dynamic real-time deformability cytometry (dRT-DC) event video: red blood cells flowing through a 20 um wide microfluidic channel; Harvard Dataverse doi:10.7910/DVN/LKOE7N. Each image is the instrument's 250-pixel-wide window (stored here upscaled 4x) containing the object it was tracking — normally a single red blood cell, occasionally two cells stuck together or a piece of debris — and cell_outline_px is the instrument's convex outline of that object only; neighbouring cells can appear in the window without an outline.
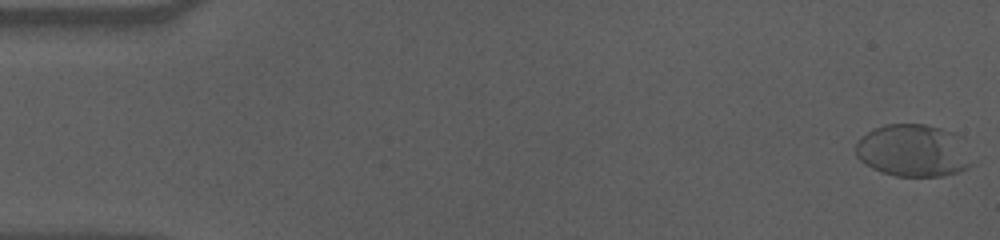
{"species": "human", "species_latin": "Homo sapiens", "temperature_condition": "cold", "stored_images_in_passage": 58, "camera_frame_rate_fps": 3000, "um_per_image_px": 0.085, "donor": {"sex": "male"}, "frame": {"image": 1, "passage_image": 1, "time_ms": 0.0, "image_size_px": [1000, 240], "cell_outline_px": [[976, 164], [960, 172], [944, 176], [896, 176], [880, 172], [864, 164], [856, 156], [856, 140], [860, 136], [876, 128], [888, 124], [924, 124], [940, 128], [964, 136]], "centroid_in_image_um": [77.71, 12.81], "position_along_channel_um": 7.3, "area_um2": 36.47}}
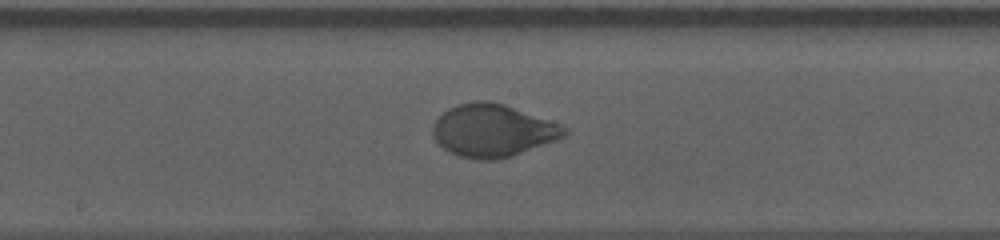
{"frame": {"image": 2, "passage_image": 31, "time_ms": 10.0, "image_size_px": [1000, 240], "cell_outline_px": [[568, 132], [564, 136], [556, 140], [512, 156], [492, 160], [476, 160], [460, 156], [448, 152], [436, 144], [432, 136], [432, 128], [436, 120], [448, 108], [456, 104], [476, 100], [492, 100], [504, 104], [560, 124], [568, 128]], "centroid_in_image_um": [41.84, 11.09], "position_along_channel_um": 206.4, "area_um2": 40.58}}
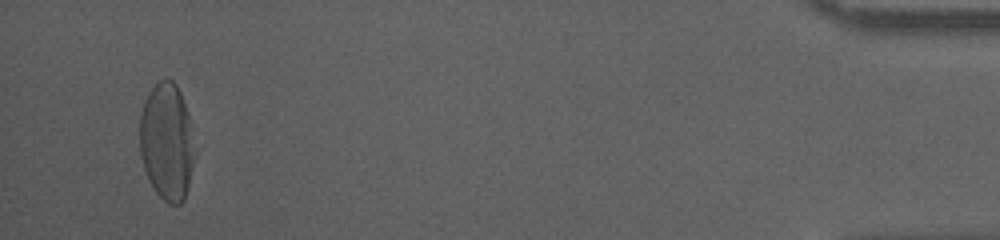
{"frame": {"image": 3, "passage_image": 56, "time_ms": 18.333, "image_size_px": [1000, 240], "cell_outline_px": [[192, 160], [188, 188], [184, 200], [180, 204], [168, 204], [156, 192], [148, 180], [140, 156], [140, 112], [144, 100], [148, 92], [160, 80], [172, 80], [176, 84], [180, 92], [188, 112], [192, 152]], "centroid_in_image_um": [14.13, 12.05], "position_along_channel_um": 421.1, "area_um2": 36.93}, "authors_computed_cell_mechanics": {"area_um2": 37.9457, "velocity_mm_per_s": 3.5191, "shape_relaxation_time_tau1_ms": 3.9809, "shape_relaxation_time_tau2_ms": null, "deformation_change_tau1": 0.1812, "deformation_change_tau2": null}}